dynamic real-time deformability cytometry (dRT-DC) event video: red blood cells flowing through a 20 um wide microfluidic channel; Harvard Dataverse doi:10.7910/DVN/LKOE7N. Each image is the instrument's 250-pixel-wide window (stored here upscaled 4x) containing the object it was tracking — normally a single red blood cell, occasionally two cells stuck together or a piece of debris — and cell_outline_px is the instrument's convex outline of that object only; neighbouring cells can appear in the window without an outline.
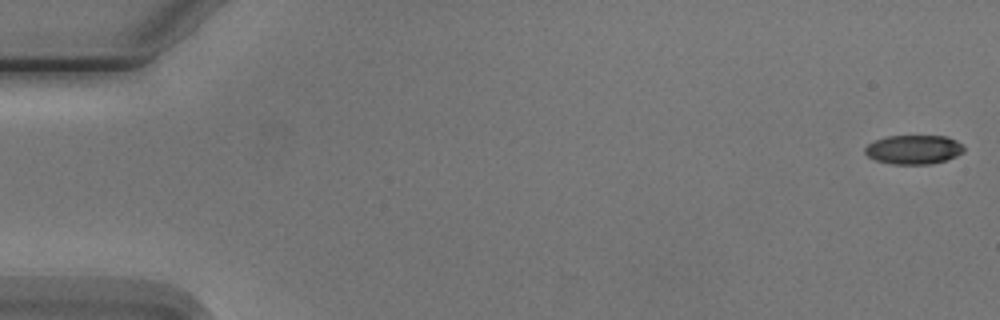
{"species": "Egyptian fruit bat (a non-hibernating species)", "species_latin": "Rousettus aegyptiacus", "temperature_condition": "cold", "stored_images_in_passage": 6, "camera_frame_rate_fps": 3000, "um_per_image_px": 0.085, "animal": {"sex": "male"}, "frame": {"image": 1, "passage_image": 1, "time_ms": 0.0, "image_size_px": [1000, 320], "cell_outline_px": [[964, 152], [956, 156], [932, 164], [892, 164], [876, 160], [868, 156], [864, 152], [864, 148], [868, 144], [876, 140], [888, 136], [948, 136], [964, 144]], "centroid_in_image_um": [77.69, 12.71], "position_along_channel_um": 7.3, "area_um2": 16.82}}